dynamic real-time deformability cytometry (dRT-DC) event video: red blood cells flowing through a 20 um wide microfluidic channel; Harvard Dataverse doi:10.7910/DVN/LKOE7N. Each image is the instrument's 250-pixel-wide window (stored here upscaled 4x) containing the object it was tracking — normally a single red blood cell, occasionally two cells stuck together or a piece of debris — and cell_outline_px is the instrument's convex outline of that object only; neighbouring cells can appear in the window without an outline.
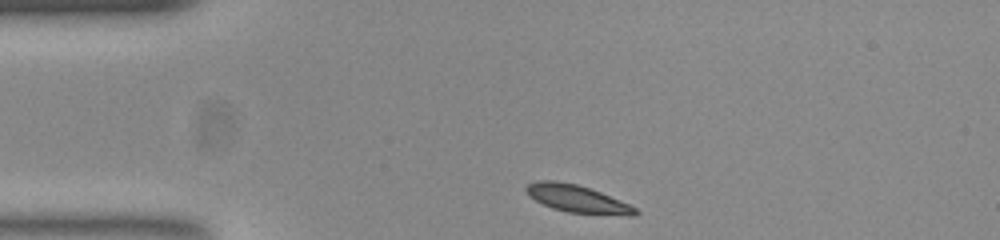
{"species": "common noctule bat (a hibernating species)", "species_latin": "Nyctalus noctula", "temperature_condition": "room temperature", "stored_images_in_passage": 34, "camera_frame_rate_fps": 3000, "um_per_image_px": 0.085, "animal": {"sex": "female", "body_mass_g": 23.0, "forearm_length_mm": 53.4}, "frame": {"image": 1, "passage_image": 1, "time_ms": 0.0, "image_size_px": [1000, 240], "cell_outline_px": [[640, 212], [636, 216], [628, 216], [568, 212], [552, 208], [528, 196], [524, 188], [528, 184], [536, 180], [556, 180], [576, 184], [600, 192], [628, 204], [636, 208]], "centroid_in_image_um": [49.05, 16.9], "position_along_channel_um": 35.9, "area_um2": 17.46}}
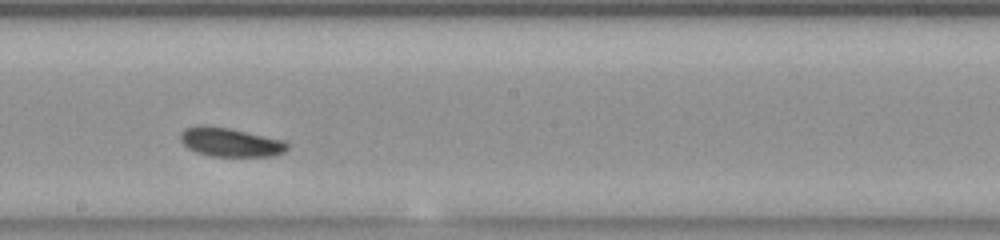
{"frame": {"image": 2, "passage_image": 19, "time_ms": 6.0, "image_size_px": [1000, 240], "cell_outline_px": [[288, 148], [284, 152], [276, 156], [208, 156], [196, 152], [188, 148], [180, 140], [180, 132], [184, 128], [196, 124], [208, 124], [228, 128], [284, 140], [288, 144]], "centroid_in_image_um": [19.53, 12.07], "position_along_channel_um": 228.7, "area_um2": 18.26}}
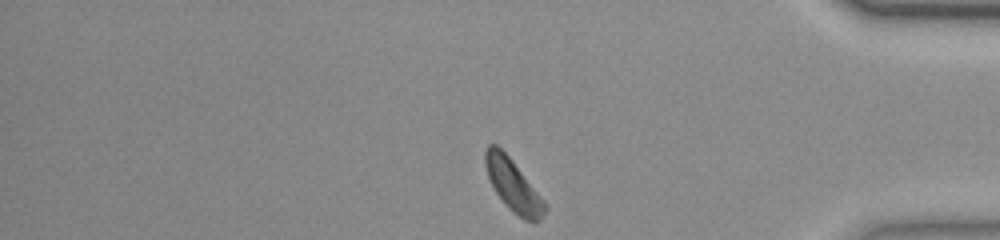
{"frame": {"image": 3, "passage_image": 34, "time_ms": 11.0, "image_size_px": [1000, 240], "cell_outline_px": [[548, 208], [540, 220], [536, 224], [524, 220], [512, 212], [508, 208], [496, 192], [488, 176], [484, 164], [484, 152], [488, 144], [496, 144], [512, 160], [548, 204]], "centroid_in_image_um": [43.65, 15.79], "position_along_channel_um": 391.6, "area_um2": 18.21}, "authors_computed_cell_mechanics": {"area_um2": 17.9469, "velocity_mm_per_s": 3.8135, "shape_relaxation_time_tau1_ms": 1.769, "shape_relaxation_time_tau2_ms": 6.9076, "deformation_change_tau1": 0.0855, "deformation_change_tau2": 0.1088}}